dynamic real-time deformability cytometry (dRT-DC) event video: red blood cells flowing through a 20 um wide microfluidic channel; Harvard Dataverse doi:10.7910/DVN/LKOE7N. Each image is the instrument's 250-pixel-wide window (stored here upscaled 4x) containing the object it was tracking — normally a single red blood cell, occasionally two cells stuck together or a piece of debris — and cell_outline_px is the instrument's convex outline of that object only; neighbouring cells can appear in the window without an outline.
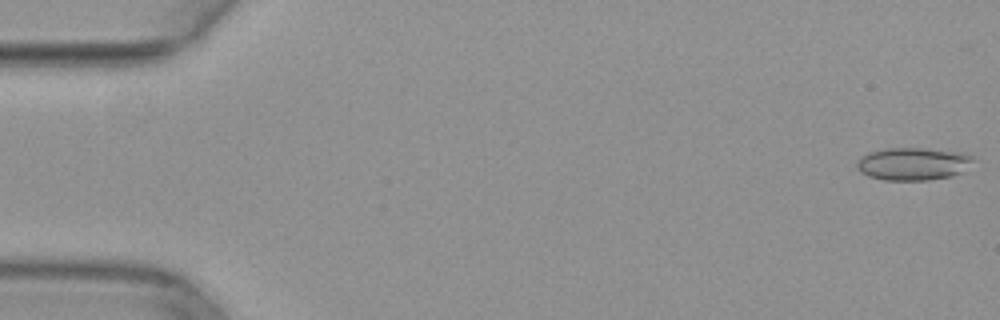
{"species": "common noctule bat (a hibernating species)", "species_latin": "Nyctalus noctula", "temperature_condition": "warm", "stored_images_in_passage": 50, "camera_frame_rate_fps": 3000, "um_per_image_px": 0.085, "animal": {"sex": "female", "body_mass_g": 29.2, "forearm_length_mm": 56.3}, "frame": {"image": 1, "passage_image": 1, "time_ms": 0.0, "image_size_px": [1000, 320], "cell_outline_px": [[976, 156], [960, 172], [952, 176], [928, 180], [884, 180], [868, 176], [860, 172], [856, 168], [856, 160], [860, 156], [868, 152], [884, 148], [920, 148], [960, 152]], "centroid_in_image_um": [77.53, 13.92], "position_along_channel_um": 7.5, "area_um2": 22.2}}
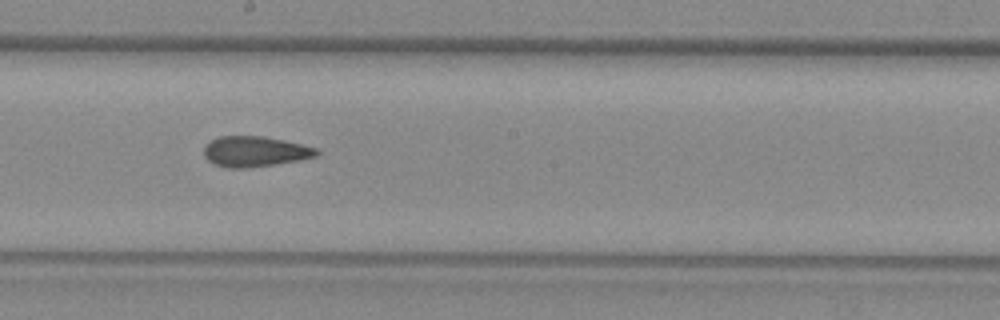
{"frame": {"image": 2, "passage_image": 28, "time_ms": 9.0, "image_size_px": [1000, 320], "cell_outline_px": [[320, 152], [316, 156], [300, 160], [244, 168], [228, 168], [216, 164], [208, 160], [204, 156], [204, 148], [208, 140], [220, 136], [264, 136], [284, 140], [316, 148]], "centroid_in_image_um": [21.64, 12.86], "position_along_channel_um": 226.6, "area_um2": 19.88}}
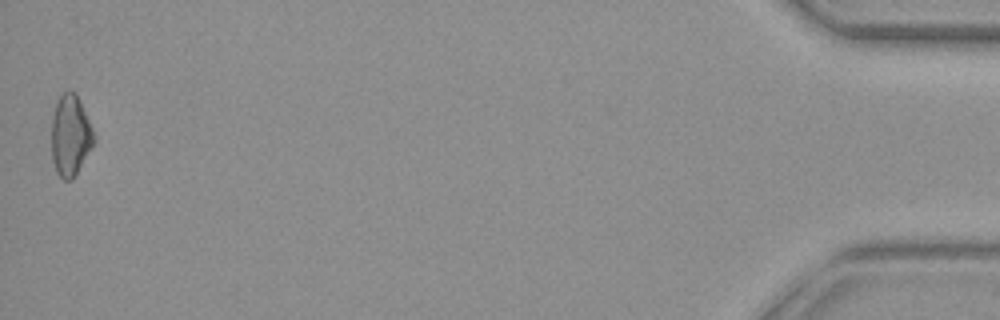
{"frame": {"image": 3, "passage_image": 50, "time_ms": 16.333, "image_size_px": [1000, 320], "cell_outline_px": [[96, 140], [72, 180], [64, 180], [56, 172], [52, 160], [52, 116], [56, 100], [64, 92], [76, 92], [80, 100], [92, 128]], "centroid_in_image_um": [5.97, 11.51], "position_along_channel_um": 429.2, "area_um2": 19.94}}